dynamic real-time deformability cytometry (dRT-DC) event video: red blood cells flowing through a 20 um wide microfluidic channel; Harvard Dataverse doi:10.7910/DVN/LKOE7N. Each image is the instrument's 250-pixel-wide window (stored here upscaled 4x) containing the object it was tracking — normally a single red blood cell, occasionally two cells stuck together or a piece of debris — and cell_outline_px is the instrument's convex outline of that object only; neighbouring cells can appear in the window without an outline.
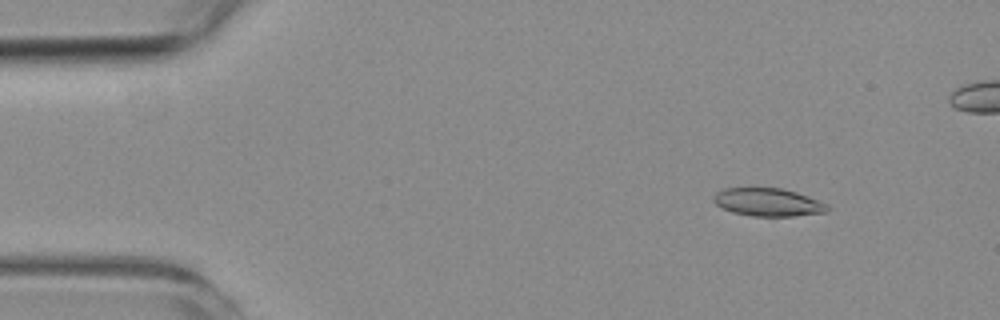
{"species": "common noctule bat (a hibernating species)", "species_latin": "Nyctalus noctula", "temperature_condition": "room temperature", "stored_images_in_passage": 4, "camera_frame_rate_fps": 3000, "um_per_image_px": 0.085, "animal": {"sex": "female", "body_mass_g": 19.3, "forearm_length_mm": 54.1}, "frame": {"image": 1, "passage_image": 2, "time_ms": 1.333, "image_size_px": [1000, 320], "cell_outline_px": [[828, 212], [792, 216], [752, 216], [732, 212], [716, 204], [712, 200], [712, 196], [716, 192], [724, 188], [780, 188], [796, 192], [808, 196], [828, 204]], "centroid_in_image_um": [65.27, 17.19], "position_along_channel_um": 19.7, "area_um2": 18.55}}